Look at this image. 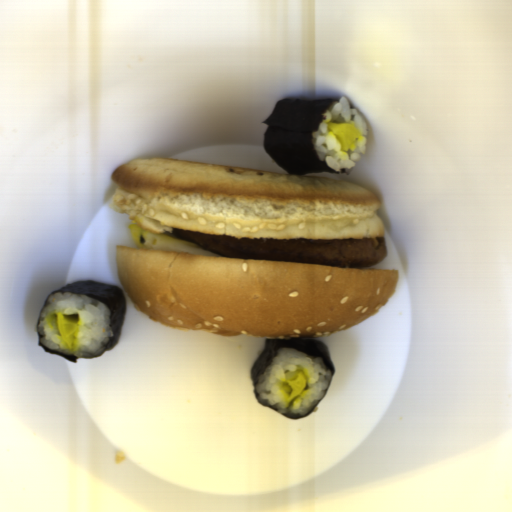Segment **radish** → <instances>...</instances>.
<instances>
[{"instance_id": "obj_1", "label": "radish", "mask_w": 512, "mask_h": 512, "mask_svg": "<svg viewBox=\"0 0 512 512\" xmlns=\"http://www.w3.org/2000/svg\"><path fill=\"white\" fill-rule=\"evenodd\" d=\"M57 331L68 348L76 347L79 316L66 317L60 312L57 313L56 319Z\"/></svg>"}, {"instance_id": "obj_2", "label": "radish", "mask_w": 512, "mask_h": 512, "mask_svg": "<svg viewBox=\"0 0 512 512\" xmlns=\"http://www.w3.org/2000/svg\"><path fill=\"white\" fill-rule=\"evenodd\" d=\"M328 129L337 136L343 149H349L362 135L360 129L352 123L331 122Z\"/></svg>"}, {"instance_id": "obj_3", "label": "radish", "mask_w": 512, "mask_h": 512, "mask_svg": "<svg viewBox=\"0 0 512 512\" xmlns=\"http://www.w3.org/2000/svg\"><path fill=\"white\" fill-rule=\"evenodd\" d=\"M284 381L292 391L286 400L289 404L300 394H302L308 386L307 377L303 372H299L296 377L285 379Z\"/></svg>"}]
</instances>
